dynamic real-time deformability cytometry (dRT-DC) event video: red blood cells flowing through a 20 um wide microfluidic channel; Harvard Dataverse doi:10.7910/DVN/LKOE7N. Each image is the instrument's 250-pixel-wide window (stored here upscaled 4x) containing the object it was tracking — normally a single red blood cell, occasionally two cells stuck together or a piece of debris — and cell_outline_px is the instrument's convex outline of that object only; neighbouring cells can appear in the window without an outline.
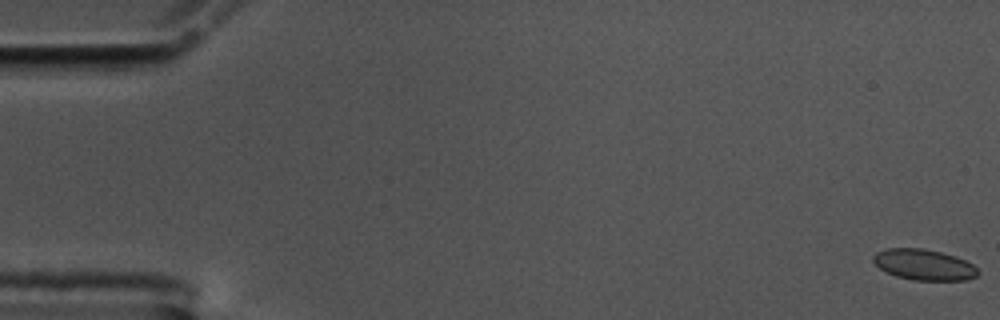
{"species": "common noctule bat (a hibernating species)", "species_latin": "Nyctalus noctula", "temperature_condition": "cold", "stored_images_in_passage": 57, "camera_frame_rate_fps": 3000, "um_per_image_px": 0.085, "animal": {"sex": "male", "body_mass_g": 17.5, "forearm_length_mm": 52.3}, "frame": {"image": 1, "passage_image": 1, "time_ms": 0.0, "image_size_px": [1000, 320], "cell_outline_px": [[980, 272], [976, 276], [968, 280], [912, 280], [896, 276], [880, 268], [872, 260], [872, 256], [876, 252], [888, 248], [924, 248], [956, 256], [972, 264]], "centroid_in_image_um": [78.53, 22.49], "position_along_channel_um": 6.5, "area_um2": 18.79}}
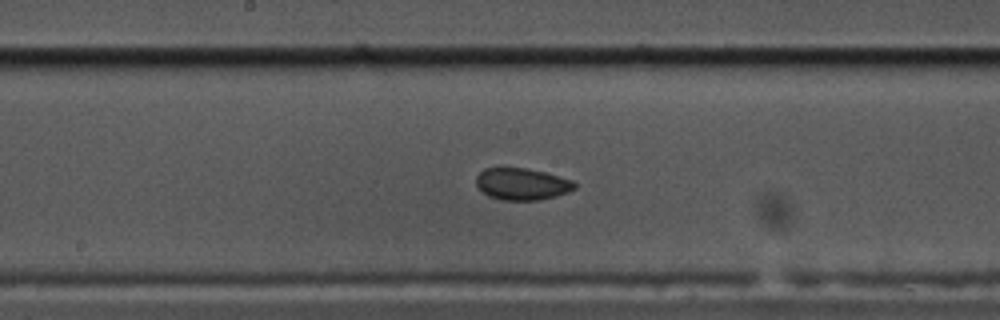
{"frame": {"image": 2, "passage_image": 30, "time_ms": 9.667, "image_size_px": [1000, 320], "cell_outline_px": [[576, 188], [568, 192], [556, 196], [540, 200], [500, 200], [488, 196], [476, 184], [476, 176], [484, 168], [524, 168], [544, 172], [572, 180], [576, 184]], "centroid_in_image_um": [44.37, 15.65], "position_along_channel_um": 203.8, "area_um2": 18.21}}
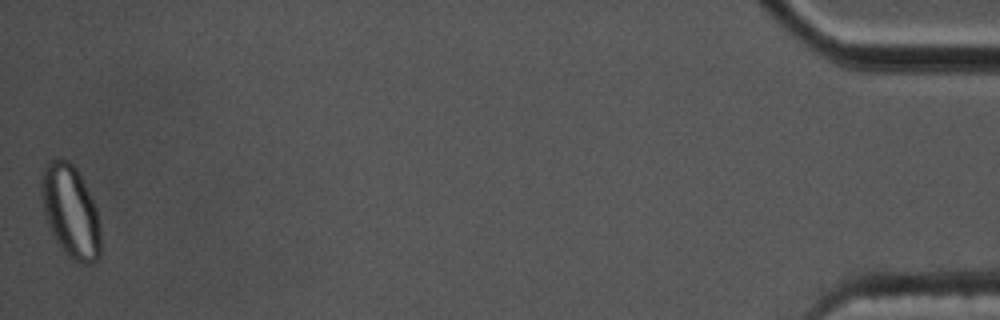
{"frame": {"image": 3, "passage_image": 57, "time_ms": 18.667, "image_size_px": [1000, 320], "cell_outline_px": [[100, 256], [96, 264], [84, 264], [76, 260], [64, 252], [56, 240], [44, 216], [40, 192], [40, 184], [44, 168], [48, 160], [56, 156], [68, 160], [76, 168], [96, 208], [100, 224]], "centroid_in_image_um": [5.98, 17.95], "position_along_channel_um": 429.2, "area_um2": 32.08}, "authors_computed_cell_mechanics": {"area_um2": 19.1896, "velocity_mm_per_s": 3.556, "shape_relaxation_time_tau1_ms": null, "shape_relaxation_time_tau2_ms": 1.8405, "deformation_change_tau1": null, "deformation_change_tau2": 0.0507}}